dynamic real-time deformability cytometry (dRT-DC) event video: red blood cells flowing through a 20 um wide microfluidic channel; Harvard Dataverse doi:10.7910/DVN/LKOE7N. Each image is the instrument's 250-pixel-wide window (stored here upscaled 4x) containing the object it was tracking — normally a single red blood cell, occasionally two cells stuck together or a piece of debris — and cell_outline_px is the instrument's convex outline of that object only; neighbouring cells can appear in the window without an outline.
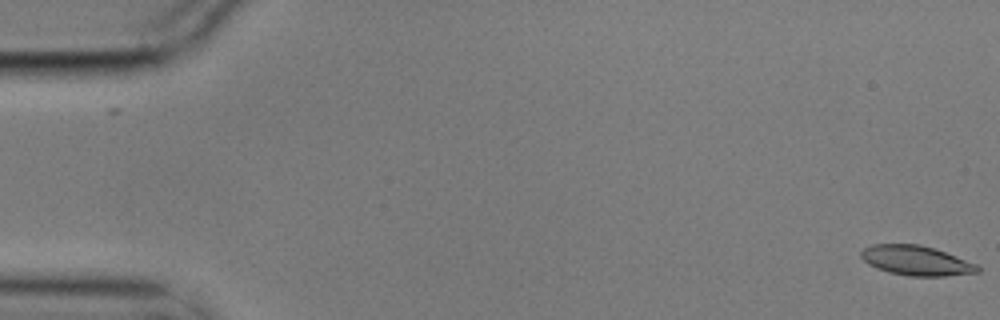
{"species": "common noctule bat (a hibernating species)", "species_latin": "Nyctalus noctula", "temperature_condition": "cold", "stored_images_in_passage": 2, "camera_frame_rate_fps": 3000, "um_per_image_px": 0.085, "animal": {"sex": "male", "body_mass_g": 17.9}, "frame": {"image": 1, "passage_image": 2, "time_ms": 0.333, "image_size_px": [1000, 320], "cell_outline_px": [[980, 272], [944, 276], [908, 276], [888, 272], [876, 268], [868, 264], [860, 256], [860, 252], [864, 248], [872, 244], [920, 244], [936, 248], [976, 264], [980, 268]], "centroid_in_image_um": [77.86, 22.14], "position_along_channel_um": 7.1, "area_um2": 20.29}}